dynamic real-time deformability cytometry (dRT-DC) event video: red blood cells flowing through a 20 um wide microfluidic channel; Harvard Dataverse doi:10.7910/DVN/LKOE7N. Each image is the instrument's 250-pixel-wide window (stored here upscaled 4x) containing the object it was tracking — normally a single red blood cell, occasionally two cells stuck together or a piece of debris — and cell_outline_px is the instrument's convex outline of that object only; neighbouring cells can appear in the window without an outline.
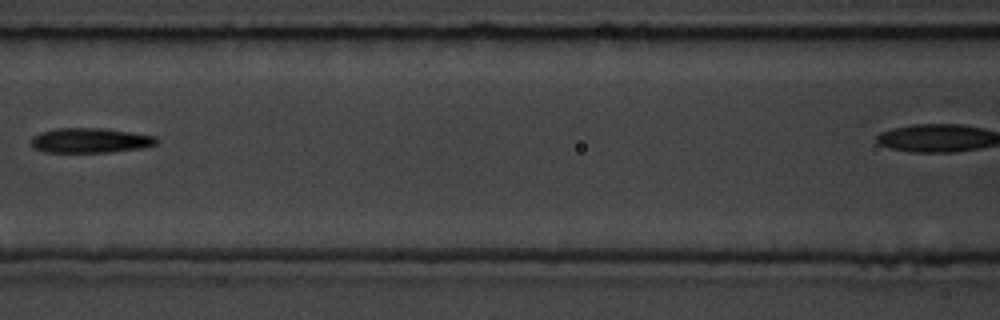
{"species": "common noctule bat (a hibernating species)", "species_latin": "Nyctalus noctula", "temperature_condition": "room temperature", "stored_images_in_passage": 12, "camera_frame_rate_fps": 3000, "um_per_image_px": 0.085, "animal": {"sex": "male", "body_mass_g": 19.5, "forearm_length_mm": 54.6}, "frame": {"image": 1, "passage_image": 3, "time_ms": 0.667, "image_size_px": [1000, 320], "cell_outline_px": [[160, 140], [156, 144], [140, 148], [108, 152], [44, 152], [32, 148], [32, 136], [40, 132], [56, 128], [104, 128], [156, 136]], "centroid_in_image_um": [7.65, 11.93], "position_along_channel_um": 158.9, "area_um2": 18.21}}
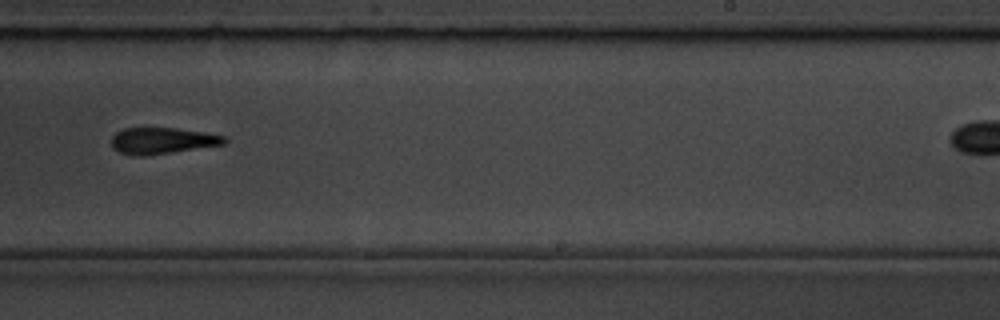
{"frame": {"image": 2, "passage_image": 6, "time_ms": 1.667, "image_size_px": [1000, 320], "cell_outline_px": [[228, 140], [224, 144], [140, 156], [136, 156], [120, 152], [112, 148], [112, 136], [116, 132], [124, 128], [176, 128], [208, 132], [224, 136]], "centroid_in_image_um": [13.78, 11.94], "position_along_channel_um": 275.2, "area_um2": 17.11}}